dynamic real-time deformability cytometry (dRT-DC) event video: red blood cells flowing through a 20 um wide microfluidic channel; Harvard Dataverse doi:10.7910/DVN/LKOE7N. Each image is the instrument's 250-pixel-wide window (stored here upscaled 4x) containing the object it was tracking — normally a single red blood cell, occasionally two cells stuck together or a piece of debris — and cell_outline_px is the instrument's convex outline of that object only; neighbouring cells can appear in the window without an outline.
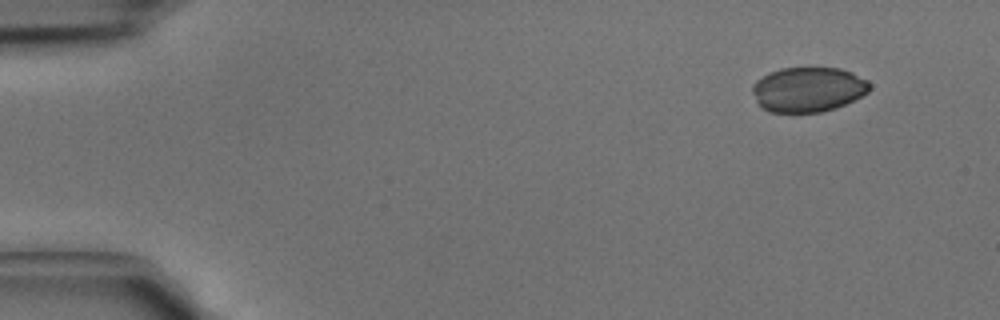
{"species": "common noctule bat (a hibernating species)", "species_latin": "Nyctalus noctula", "temperature_condition": "cold", "stored_images_in_passage": 3, "camera_frame_rate_fps": 3000, "um_per_image_px": 0.085, "animal": {"sex": "male", "body_mass_g": 15.6}, "frame": {"image": 1, "passage_image": 1, "time_ms": 0.0, "image_size_px": [1000, 320], "cell_outline_px": [[872, 88], [868, 92], [836, 108], [820, 112], [768, 112], [756, 100], [752, 92], [752, 84], [756, 80], [768, 72], [780, 68], [808, 64], [840, 68], [852, 72], [868, 80], [872, 84]], "centroid_in_image_um": [68.7, 7.54], "position_along_channel_um": 16.3, "area_um2": 31.62}}